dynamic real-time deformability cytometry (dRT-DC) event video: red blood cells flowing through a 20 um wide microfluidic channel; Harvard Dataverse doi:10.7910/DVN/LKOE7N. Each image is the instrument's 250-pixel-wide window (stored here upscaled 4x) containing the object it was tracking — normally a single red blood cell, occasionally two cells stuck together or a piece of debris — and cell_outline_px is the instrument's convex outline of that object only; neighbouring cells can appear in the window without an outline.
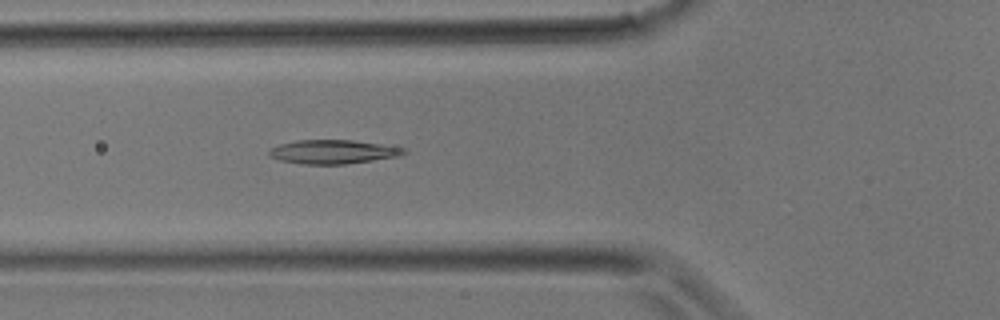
{"species": "common noctule bat (a hibernating species)", "species_latin": "Nyctalus noctula", "temperature_condition": "room temperature", "stored_images_in_passage": 11, "camera_frame_rate_fps": 3000, "um_per_image_px": 0.085, "animal": {"sex": "male", "body_mass_g": 17.9}, "frame": {"image": 1, "passage_image": 4, "time_ms": 1.0, "image_size_px": [1000, 320], "cell_outline_px": [[408, 152], [400, 156], [344, 164], [304, 164], [280, 160], [268, 156], [268, 152], [272, 148], [280, 144], [296, 140], [352, 140], [380, 144], [404, 148]], "centroid_in_image_um": [28.3, 12.9], "position_along_channel_um": 97.5, "area_um2": 18.61}}
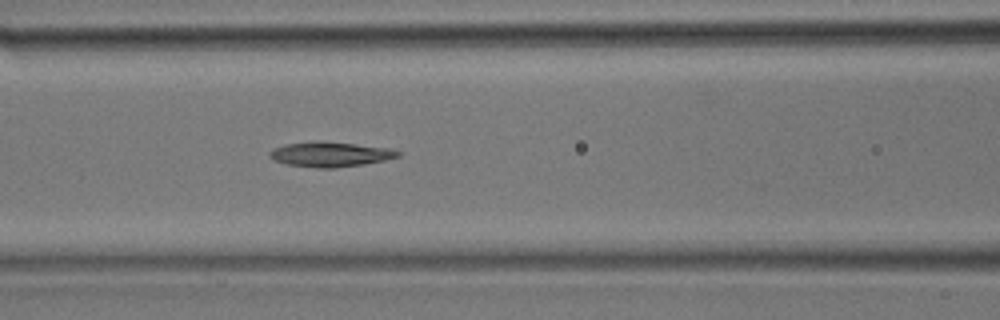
{"frame": {"image": 2, "passage_image": 6, "time_ms": 1.667, "image_size_px": [1000, 320], "cell_outline_px": [[404, 152], [400, 156], [384, 160], [364, 164], [336, 168], [316, 168], [288, 164], [272, 160], [268, 156], [268, 152], [272, 148], [284, 144], [312, 140], [320, 140], [392, 148]], "centroid_in_image_um": [28.06, 13.1], "position_along_channel_um": 138.5, "area_um2": 19.13}}
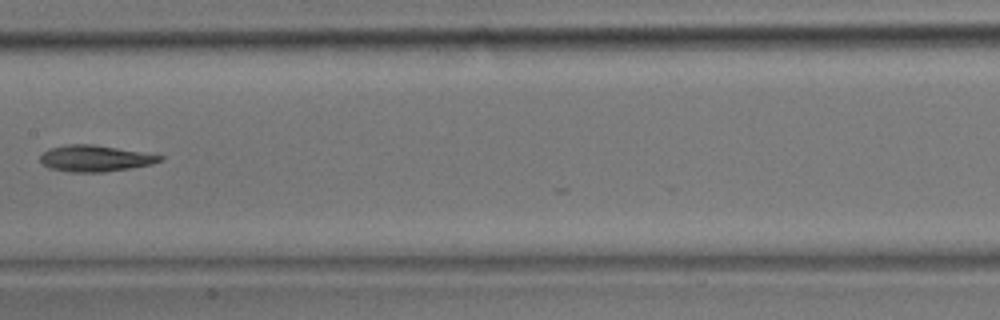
{"frame": {"image": 3, "passage_image": 9, "time_ms": 2.667, "image_size_px": [1000, 320], "cell_outline_px": [[164, 160], [152, 164], [132, 168], [104, 172], [68, 172], [48, 168], [40, 164], [40, 156], [48, 148], [64, 144], [96, 144], [164, 156]], "centroid_in_image_um": [8.05, 13.46], "position_along_channel_um": 199.4, "area_um2": 18.67}}